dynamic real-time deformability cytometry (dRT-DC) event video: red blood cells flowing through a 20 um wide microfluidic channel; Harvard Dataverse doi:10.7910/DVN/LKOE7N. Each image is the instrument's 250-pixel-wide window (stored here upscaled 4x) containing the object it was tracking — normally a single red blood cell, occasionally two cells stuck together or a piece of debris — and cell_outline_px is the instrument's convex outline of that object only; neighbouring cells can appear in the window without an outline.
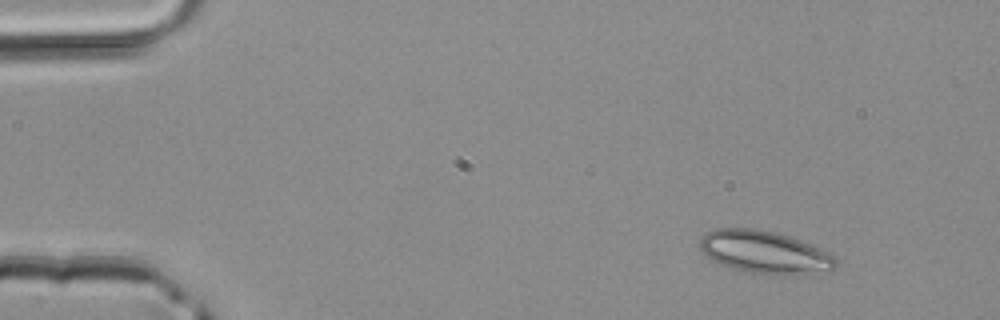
{"species": "common noctule bat (a hibernating species)", "species_latin": "Nyctalus noctula", "temperature_condition": "room temperature", "stored_images_in_passage": 2, "camera_frame_rate_fps": 3000, "um_per_image_px": 0.085, "animal": {"sex": "male", "body_mass_g": 20.4}, "frame": {"image": 1, "passage_image": 2, "time_ms": 0.333, "image_size_px": [1000, 320], "cell_outline_px": [[836, 264], [832, 268], [784, 276], [768, 276], [732, 268], [720, 264], [704, 256], [700, 248], [700, 236], [716, 228], [756, 228], [776, 232], [788, 236], [820, 248], [836, 256]], "centroid_in_image_um": [64.92, 21.43], "position_along_channel_um": 20.1, "area_um2": 33.76}}